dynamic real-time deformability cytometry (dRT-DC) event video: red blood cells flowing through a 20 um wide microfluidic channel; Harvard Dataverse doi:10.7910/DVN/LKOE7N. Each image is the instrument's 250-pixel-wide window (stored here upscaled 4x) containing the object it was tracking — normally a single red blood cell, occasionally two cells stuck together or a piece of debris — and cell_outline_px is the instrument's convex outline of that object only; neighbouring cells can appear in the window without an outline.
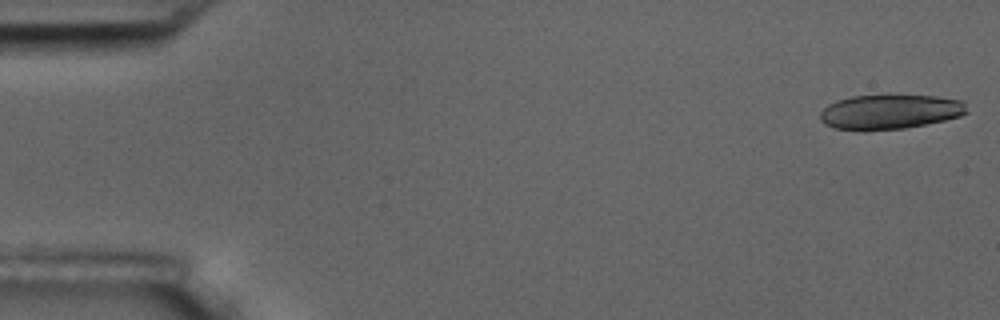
{"species": "common noctule bat (a hibernating species)", "species_latin": "Nyctalus noctula", "temperature_condition": "room temperature", "stored_images_in_passage": 4, "camera_frame_rate_fps": 3000, "um_per_image_px": 0.085, "animal": {"sex": "male", "body_mass_g": 17.5, "forearm_length_mm": 52.3}, "frame": {"image": 1, "passage_image": 1, "time_ms": 0.0, "image_size_px": [1000, 320], "cell_outline_px": [[968, 112], [960, 116], [944, 120], [904, 128], [864, 132], [832, 128], [824, 124], [820, 120], [820, 112], [828, 104], [836, 100], [852, 96], [888, 92], [936, 96], [964, 100]], "centroid_in_image_um": [75.61, 9.47], "position_along_channel_um": 9.4, "area_um2": 31.1}}